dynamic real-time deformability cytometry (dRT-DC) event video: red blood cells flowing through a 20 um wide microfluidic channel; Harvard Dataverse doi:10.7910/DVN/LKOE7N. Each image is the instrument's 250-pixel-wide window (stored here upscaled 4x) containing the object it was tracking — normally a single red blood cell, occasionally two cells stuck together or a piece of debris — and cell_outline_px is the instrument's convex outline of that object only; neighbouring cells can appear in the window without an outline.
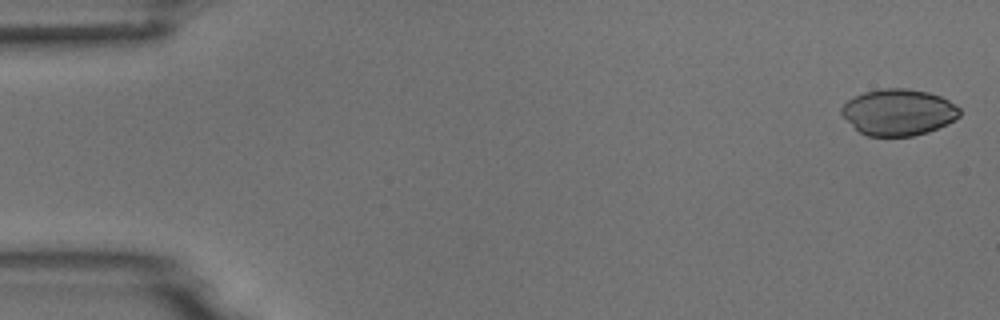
{"species": "common noctule bat (a hibernating species)", "species_latin": "Nyctalus noctula", "temperature_condition": "room temperature", "stored_images_in_passage": 5, "camera_frame_rate_fps": 3000, "um_per_image_px": 0.085, "animal": {"sex": "male", "body_mass_g": 18.8}, "frame": {"image": 1, "passage_image": 1, "time_ms": 0.0, "image_size_px": [1000, 320], "cell_outline_px": [[960, 116], [948, 124], [928, 132], [912, 136], [868, 136], [860, 132], [840, 112], [840, 108], [848, 100], [864, 92], [884, 88], [904, 88], [928, 92], [940, 96], [956, 104], [960, 108]], "centroid_in_image_um": [76.4, 9.54], "position_along_channel_um": 8.6, "area_um2": 31.79}}